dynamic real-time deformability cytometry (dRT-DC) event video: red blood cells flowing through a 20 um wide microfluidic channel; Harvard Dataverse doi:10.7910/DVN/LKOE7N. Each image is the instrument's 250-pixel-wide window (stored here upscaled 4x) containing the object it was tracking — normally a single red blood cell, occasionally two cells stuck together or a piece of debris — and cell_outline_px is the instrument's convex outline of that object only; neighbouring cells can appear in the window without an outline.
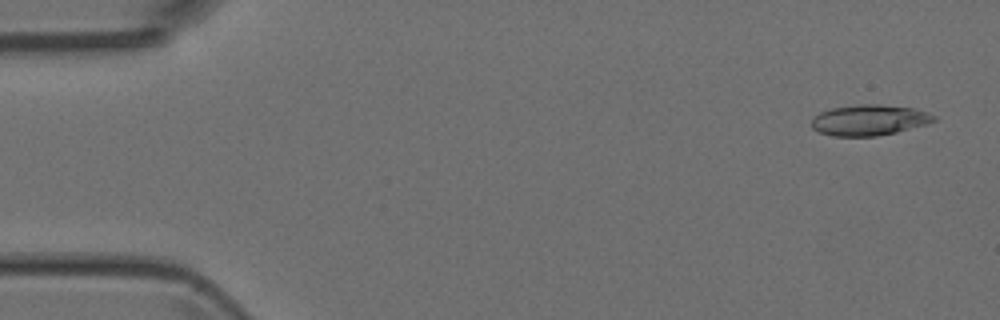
{"species": "Egyptian fruit bat (a non-hibernating species)", "species_latin": "Rousettus aegyptiacus", "temperature_condition": "room temperature", "stored_images_in_passage": 4, "camera_frame_rate_fps": 3000, "um_per_image_px": 0.085, "animal": {"sex": "female"}, "frame": {"image": 1, "passage_image": 1, "time_ms": 0.0, "image_size_px": [1000, 320], "cell_outline_px": [[936, 120], [928, 124], [896, 132], [876, 136], [832, 136], [820, 132], [812, 128], [812, 116], [820, 112], [832, 108], [860, 104], [880, 104], [912, 108], [928, 112], [936, 116]], "centroid_in_image_um": [73.89, 10.2], "position_along_channel_um": 11.1, "area_um2": 21.96}}
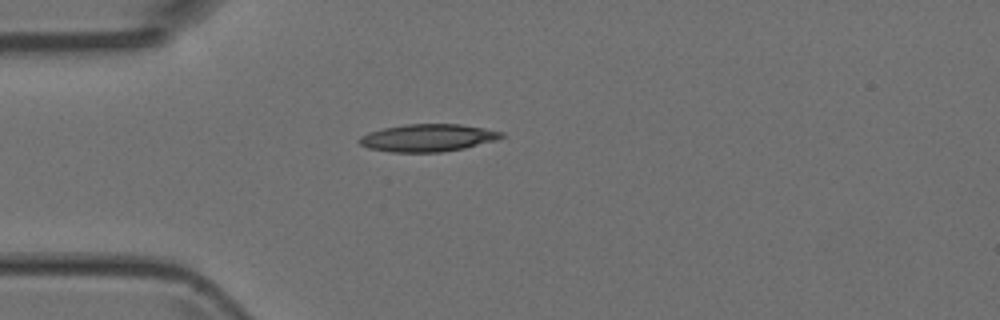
{"frame": {"image": 2, "passage_image": 4, "time_ms": 3.667, "image_size_px": [1000, 320], "cell_outline_px": [[504, 136], [496, 140], [464, 148], [440, 152], [392, 152], [368, 148], [360, 144], [356, 140], [360, 136], [368, 132], [384, 128], [404, 124], [460, 124], [484, 128], [504, 132]], "centroid_in_image_um": [36.34, 11.71], "position_along_channel_um": 48.7, "area_um2": 22.77}}